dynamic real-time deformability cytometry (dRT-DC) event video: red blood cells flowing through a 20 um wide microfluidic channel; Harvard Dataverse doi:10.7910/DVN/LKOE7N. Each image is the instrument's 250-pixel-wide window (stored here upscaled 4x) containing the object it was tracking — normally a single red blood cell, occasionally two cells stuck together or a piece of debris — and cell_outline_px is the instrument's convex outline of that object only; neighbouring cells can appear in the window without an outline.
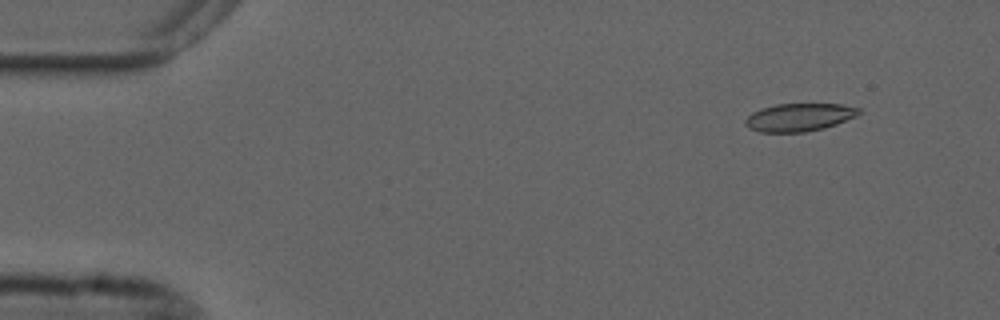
{"species": "common noctule bat (a hibernating species)", "species_latin": "Nyctalus noctula", "temperature_condition": "cold", "stored_images_in_passage": 51, "camera_frame_rate_fps": 3000, "um_per_image_px": 0.085, "animal": {"sex": "male", "forearm_length_mm": 52.5}, "frame": {"image": 1, "passage_image": 1, "time_ms": 0.0, "image_size_px": [1000, 320], "cell_outline_px": [[860, 112], [856, 116], [836, 124], [824, 128], [804, 132], [760, 132], [748, 128], [744, 124], [744, 120], [752, 112], [760, 108], [776, 104], [840, 104], [860, 108]], "centroid_in_image_um": [67.89, 9.97], "position_along_channel_um": 17.1, "area_um2": 18.5}}
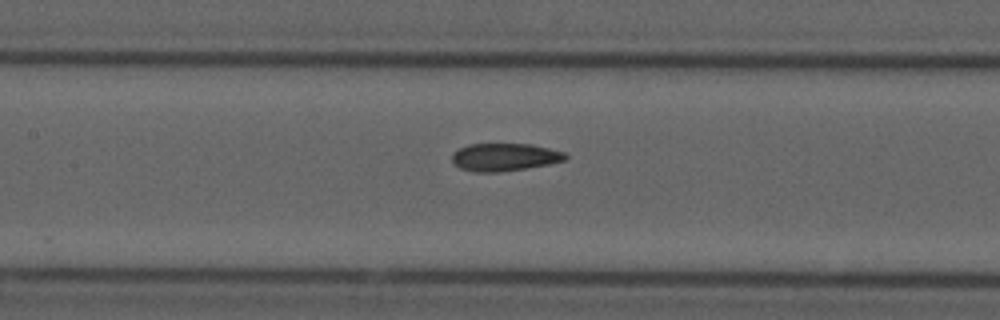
{"frame": {"image": 2, "passage_image": 21, "time_ms": 6.667, "image_size_px": [1000, 320], "cell_outline_px": [[568, 156], [564, 160], [548, 164], [500, 172], [476, 172], [460, 168], [452, 160], [452, 156], [460, 148], [468, 144], [532, 144], [564, 152]], "centroid_in_image_um": [42.89, 13.35], "position_along_channel_um": 164.5, "area_um2": 18.03}}
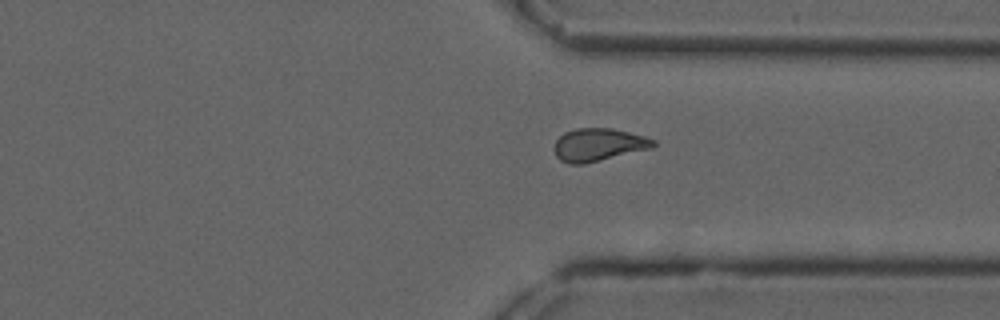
{"frame": {"image": 3, "passage_image": 37, "time_ms": 12.0, "image_size_px": [1000, 320], "cell_outline_px": [[656, 144], [652, 148], [584, 164], [568, 164], [560, 160], [556, 156], [552, 148], [556, 140], [564, 132], [576, 128], [612, 128], [644, 136], [656, 140]], "centroid_in_image_um": [50.84, 12.3], "position_along_channel_um": 360.6, "area_um2": 19.07}, "authors_computed_cell_mechanics": {"area_um2": 18.8428, "velocity_mm_per_s": 3.6889, "shape_relaxation_time_tau1_ms": null, "shape_relaxation_time_tau2_ms": 2.5638, "deformation_change_tau1": null, "deformation_change_tau2": 0.0852}}